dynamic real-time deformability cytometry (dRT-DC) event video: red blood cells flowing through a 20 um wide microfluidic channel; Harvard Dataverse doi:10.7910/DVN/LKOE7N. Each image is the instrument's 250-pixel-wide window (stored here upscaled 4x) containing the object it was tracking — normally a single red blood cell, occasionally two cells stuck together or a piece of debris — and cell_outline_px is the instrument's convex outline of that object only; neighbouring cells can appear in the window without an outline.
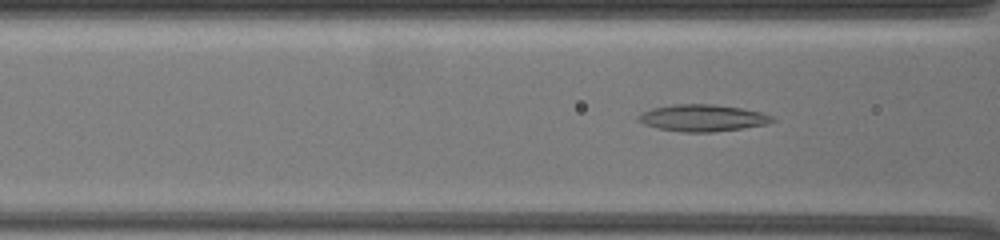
{"species": "common noctule bat (a hibernating species)", "species_latin": "Nyctalus noctula", "temperature_condition": "warm", "stored_images_in_passage": 19, "camera_frame_rate_fps": 3000, "um_per_image_px": 0.085, "animal": {"sex": "female", "body_mass_g": 19.5, "forearm_length_mm": 54.1}, "frame": {"image": 1, "passage_image": 5, "time_ms": 1.333, "image_size_px": [1000, 240], "cell_outline_px": [[776, 120], [768, 124], [744, 128], [712, 132], [684, 132], [660, 128], [644, 124], [636, 120], [636, 116], [652, 108], [672, 104], [712, 104], [740, 108], [760, 112], [772, 116]], "centroid_in_image_um": [59.72, 10.02], "position_along_channel_um": 106.9, "area_um2": 20.87}}
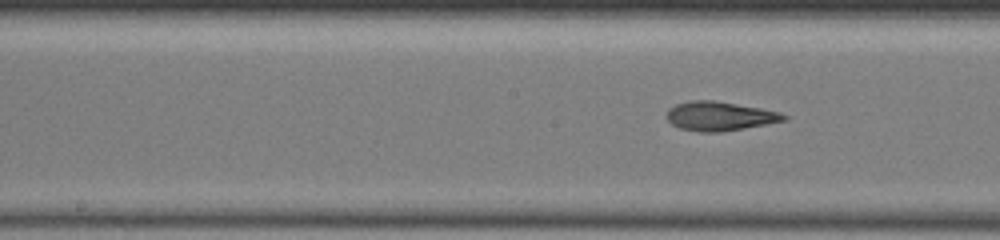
{"frame": {"image": 2, "passage_image": 12, "time_ms": 3.667, "image_size_px": [1000, 240], "cell_outline_px": [[788, 120], [744, 128], [720, 132], [700, 132], [680, 128], [672, 124], [664, 116], [668, 108], [676, 104], [688, 100], [716, 100], [760, 108], [780, 112], [788, 116]], "centroid_in_image_um": [61.14, 9.86], "position_along_channel_um": 187.1, "area_um2": 20.06}}
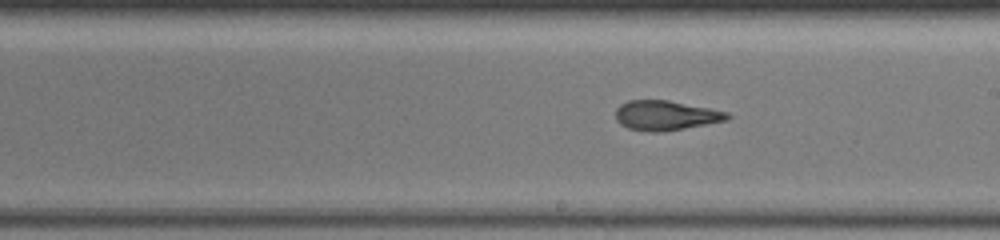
{"frame": {"image": 3, "passage_image": 16, "time_ms": 5.0, "image_size_px": [1000, 240], "cell_outline_px": [[732, 116], [728, 120], [664, 132], [652, 132], [628, 128], [620, 124], [616, 120], [616, 108], [620, 104], [628, 100], [668, 100], [728, 112]], "centroid_in_image_um": [56.58, 9.81], "position_along_channel_um": 232.4, "area_um2": 19.36}}